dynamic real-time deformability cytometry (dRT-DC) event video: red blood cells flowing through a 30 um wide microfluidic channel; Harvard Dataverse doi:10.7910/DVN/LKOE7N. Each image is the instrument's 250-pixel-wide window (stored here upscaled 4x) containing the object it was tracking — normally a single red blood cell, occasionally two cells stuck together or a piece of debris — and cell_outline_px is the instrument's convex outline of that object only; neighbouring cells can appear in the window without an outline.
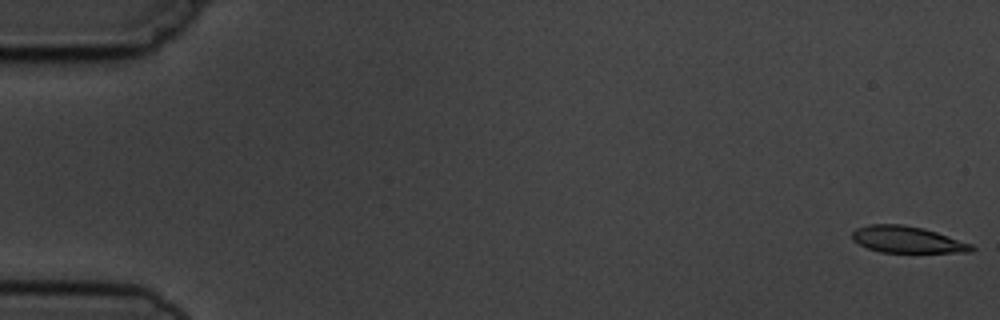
{"species": "common noctule bat (a hibernating species)", "species_latin": "Nyctalus noctula", "temperature_condition": "cold", "stored_images_in_passage": 5, "camera_frame_rate_fps": 3000, "um_per_image_px": 0.085, "animal": {"sex": "male", "body_mass_g": 19.5, "forearm_length_mm": 54.6}, "frame": {"image": 1, "passage_image": 1, "time_ms": 0.0, "image_size_px": [1000, 320], "cell_outline_px": [[976, 248], [972, 252], [880, 252], [868, 248], [852, 240], [852, 232], [856, 228], [868, 224], [904, 224], [924, 228], [972, 244]], "centroid_in_image_um": [77.1, 20.36], "position_along_channel_um": 7.9, "area_um2": 18.5}}
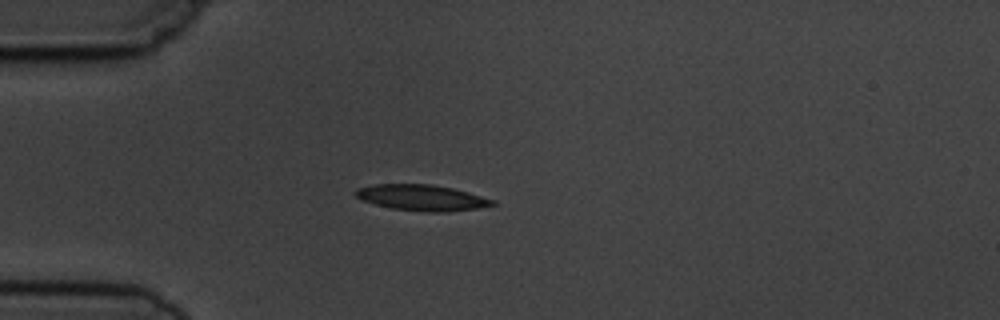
{"frame": {"image": 2, "passage_image": 5, "time_ms": 4.667, "image_size_px": [1000, 320], "cell_outline_px": [[496, 204], [476, 208], [448, 212], [428, 212], [392, 208], [376, 204], [364, 200], [356, 196], [352, 192], [356, 188], [372, 184], [432, 184], [452, 188], [468, 192], [496, 200]], "centroid_in_image_um": [35.85, 16.79], "position_along_channel_um": 49.2, "area_um2": 20.63}}